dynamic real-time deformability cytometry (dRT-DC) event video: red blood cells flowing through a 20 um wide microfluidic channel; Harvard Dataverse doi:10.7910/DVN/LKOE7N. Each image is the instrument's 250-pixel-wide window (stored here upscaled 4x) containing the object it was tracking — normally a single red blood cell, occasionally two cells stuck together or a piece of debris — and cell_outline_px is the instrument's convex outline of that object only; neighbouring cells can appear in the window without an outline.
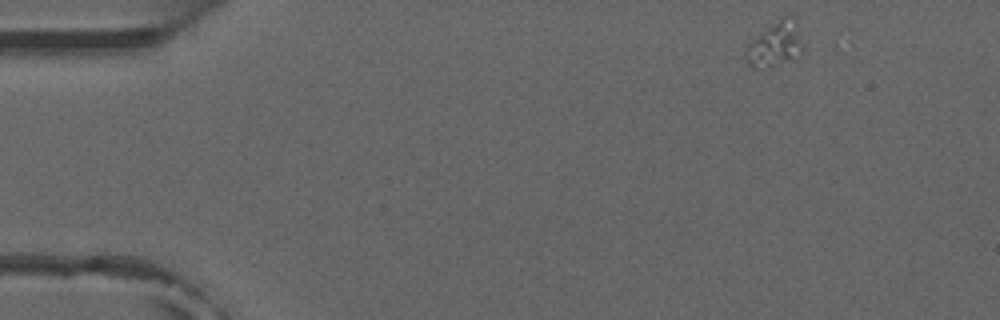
{"species": "common noctule bat (a hibernating species)", "species_latin": "Nyctalus noctula", "temperature_condition": "room temperature", "stored_images_in_passage": 14, "camera_frame_rate_fps": 3000, "um_per_image_px": 0.085, "animal": {"sex": "male", "forearm_length_mm": 52.5}, "frame": {"image": 1, "passage_image": 1, "time_ms": 0.0, "image_size_px": [1000, 320], "cell_outline_px": [[804, 48], [792, 56], [776, 64], [756, 68], [748, 64], [744, 56], [744, 52], [748, 44], [760, 32], [784, 16], [792, 16], [796, 24]], "centroid_in_image_um": [65.83, 3.73], "position_along_channel_um": 19.2, "area_um2": 14.1}}